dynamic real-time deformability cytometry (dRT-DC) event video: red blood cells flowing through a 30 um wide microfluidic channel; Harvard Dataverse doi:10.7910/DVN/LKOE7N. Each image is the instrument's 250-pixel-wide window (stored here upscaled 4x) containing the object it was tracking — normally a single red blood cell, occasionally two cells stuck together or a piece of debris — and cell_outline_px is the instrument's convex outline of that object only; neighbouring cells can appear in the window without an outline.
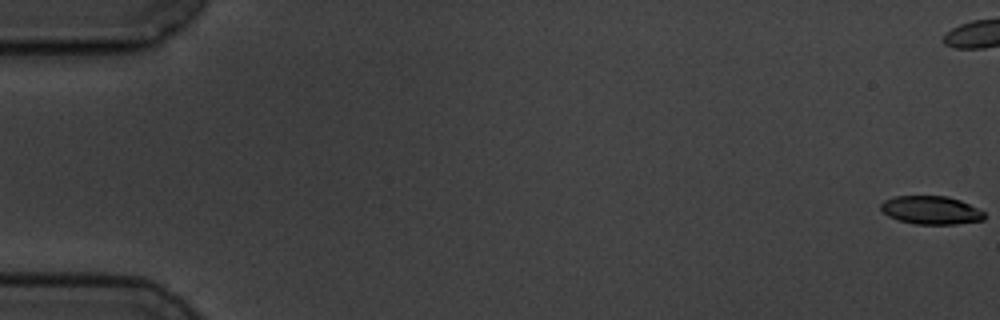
{"species": "common noctule bat (a hibernating species)", "species_latin": "Nyctalus noctula", "temperature_condition": "cold", "stored_images_in_passage": 9, "camera_frame_rate_fps": 3000, "um_per_image_px": 0.085, "animal": {"sex": "male", "body_mass_g": 19.5, "forearm_length_mm": 54.6}, "frame": {"image": 1, "passage_image": 1, "time_ms": 0.0, "image_size_px": [1000, 320], "cell_outline_px": [[984, 220], [956, 224], [912, 224], [888, 216], [880, 208], [880, 204], [884, 200], [896, 196], [948, 196], [960, 200], [984, 212]], "centroid_in_image_um": [79.12, 17.86], "position_along_channel_um": 5.9, "area_um2": 16.99}}
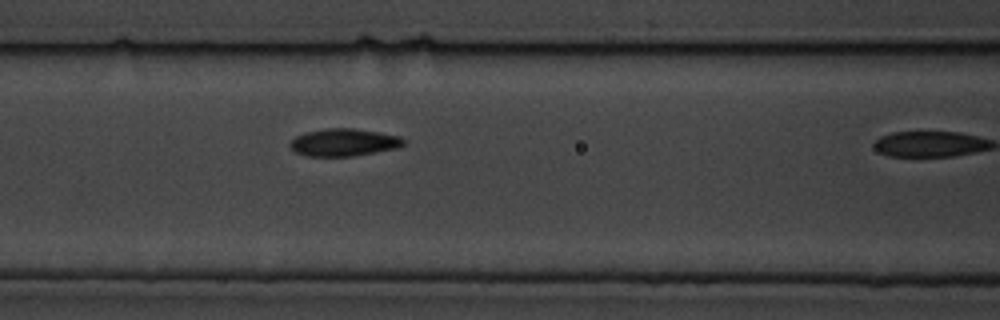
{"frame": {"image": 2, "passage_image": 8, "time_ms": 9.333, "image_size_px": [1000, 320], "cell_outline_px": [[404, 144], [396, 148], [376, 152], [352, 156], [308, 156], [296, 152], [288, 144], [296, 136], [308, 132], [324, 128], [352, 128], [400, 136], [404, 140]], "centroid_in_image_um": [29.21, 12.1], "position_along_channel_um": 137.4, "area_um2": 17.92}}